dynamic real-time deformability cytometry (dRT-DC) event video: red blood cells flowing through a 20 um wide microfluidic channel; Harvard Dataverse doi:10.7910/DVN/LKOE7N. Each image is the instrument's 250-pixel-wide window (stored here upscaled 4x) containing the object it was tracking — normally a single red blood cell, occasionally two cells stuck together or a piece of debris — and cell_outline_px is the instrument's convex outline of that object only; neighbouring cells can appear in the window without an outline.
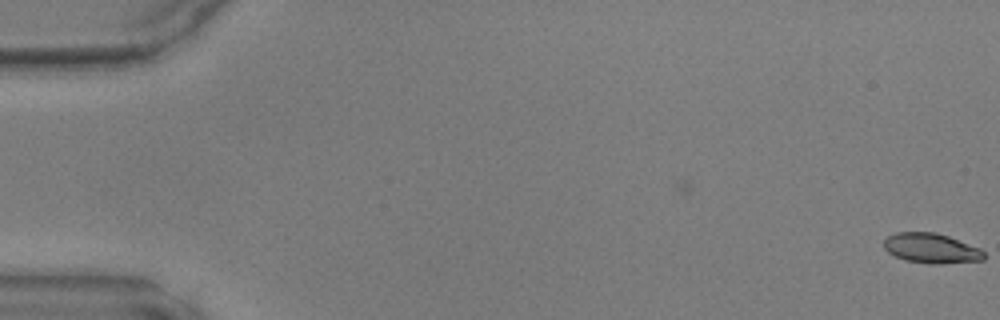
{"species": "common noctule bat (a hibernating species)", "species_latin": "Nyctalus noctula", "temperature_condition": "warm", "stored_images_in_passage": 3, "camera_frame_rate_fps": 3000, "um_per_image_px": 0.085, "animal": {"sex": "male", "body_mass_g": 17.9, "forearm_length_mm": 54.2}, "frame": {"image": 1, "passage_image": 3, "time_ms": 0.667, "image_size_px": [1000, 320], "cell_outline_px": [[984, 260], [940, 264], [932, 264], [908, 260], [896, 256], [888, 252], [884, 248], [884, 240], [888, 236], [896, 232], [936, 232], [948, 236], [980, 248], [984, 252]], "centroid_in_image_um": [79.17, 21.1], "position_along_channel_um": 5.8, "area_um2": 17.34}}